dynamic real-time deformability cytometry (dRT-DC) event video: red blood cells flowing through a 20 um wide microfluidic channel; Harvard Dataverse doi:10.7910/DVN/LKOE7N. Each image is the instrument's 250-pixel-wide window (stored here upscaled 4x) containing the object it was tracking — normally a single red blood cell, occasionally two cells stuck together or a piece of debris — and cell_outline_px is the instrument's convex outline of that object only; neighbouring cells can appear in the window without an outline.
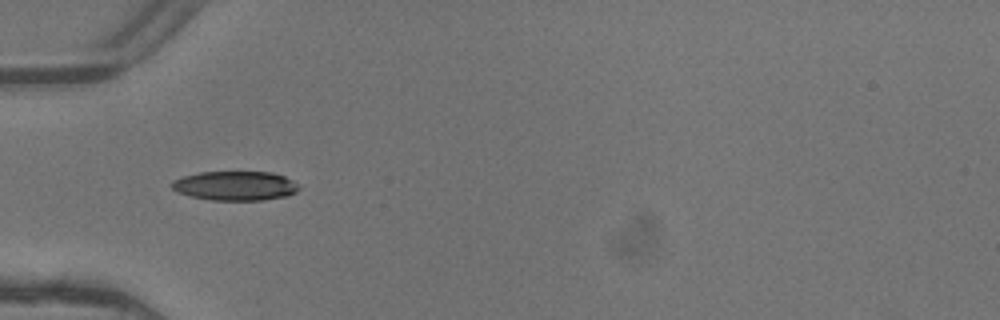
{"species": "common noctule bat (a hibernating species)", "species_latin": "Nyctalus noctula", "temperature_condition": "warm", "stored_images_in_passage": 3, "camera_frame_rate_fps": 3000, "um_per_image_px": 0.085, "animal": {"sex": "female"}, "frame": {"image": 1, "passage_image": 1, "time_ms": 0.0, "image_size_px": [1000, 320], "cell_outline_px": [[300, 188], [296, 192], [288, 196], [264, 200], [212, 200], [192, 196], [176, 192], [168, 184], [172, 180], [184, 176], [200, 172], [272, 172], [284, 176], [300, 184]], "centroid_in_image_um": [20.0, 15.79], "position_along_channel_um": 65.0, "area_um2": 21.91}}
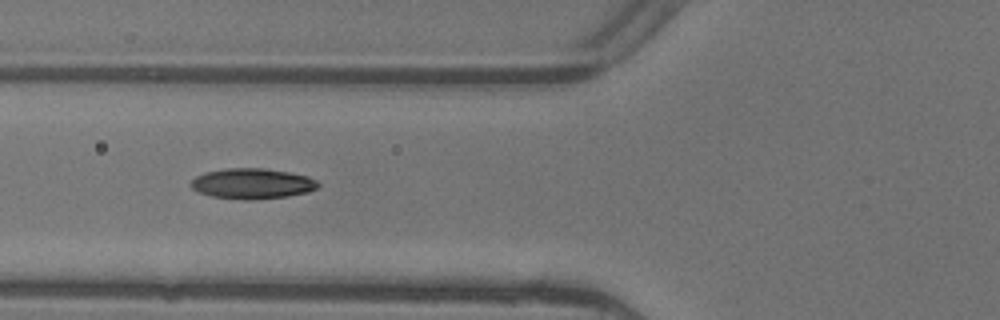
{"frame": {"image": 2, "passage_image": 2, "time_ms": 0.333, "image_size_px": [1000, 320], "cell_outline_px": [[320, 184], [316, 188], [308, 192], [288, 196], [252, 200], [244, 200], [212, 196], [200, 192], [192, 188], [188, 184], [196, 176], [204, 172], [228, 168], [264, 168], [288, 172], [308, 176], [316, 180]], "centroid_in_image_um": [21.43, 15.6], "position_along_channel_um": 104.4, "area_um2": 22.6}}
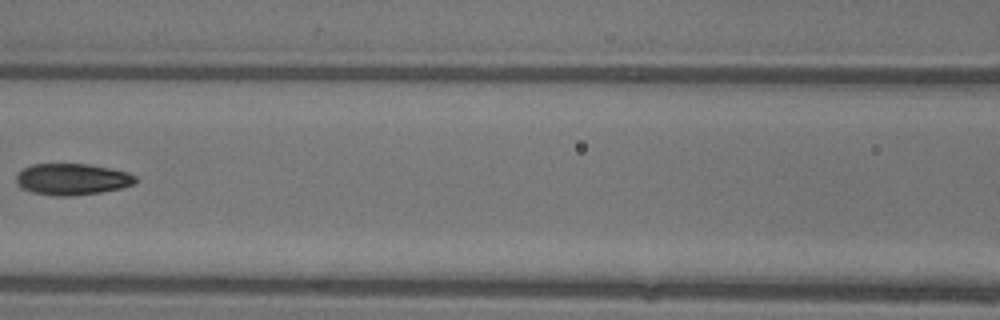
{"frame": {"image": 3, "passage_image": 3, "time_ms": 0.667, "image_size_px": [1000, 320], "cell_outline_px": [[136, 180], [132, 184], [120, 188], [100, 192], [72, 196], [56, 196], [32, 192], [20, 188], [16, 184], [16, 176], [24, 168], [32, 164], [88, 164], [128, 172], [136, 176]], "centroid_in_image_um": [6.1, 15.24], "position_along_channel_um": 160.5, "area_um2": 21.73}}